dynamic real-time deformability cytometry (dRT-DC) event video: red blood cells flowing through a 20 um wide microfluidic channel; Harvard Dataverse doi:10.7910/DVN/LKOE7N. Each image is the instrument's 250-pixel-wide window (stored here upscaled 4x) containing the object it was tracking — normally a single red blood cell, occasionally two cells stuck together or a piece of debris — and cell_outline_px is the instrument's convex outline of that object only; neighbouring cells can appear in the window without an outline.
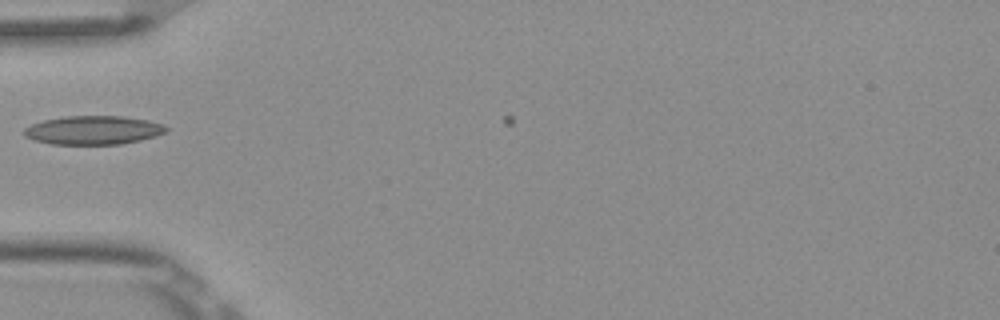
{"species": "Egyptian fruit bat (a non-hibernating species)", "species_latin": "Rousettus aegyptiacus", "temperature_condition": "room temperature", "stored_images_in_passage": 4, "camera_frame_rate_fps": 3000, "um_per_image_px": 0.085, "frame": {"image": 1, "passage_image": 3, "time_ms": 0.667, "image_size_px": [1000, 320], "cell_outline_px": [[168, 132], [156, 136], [140, 140], [120, 144], [52, 144], [32, 140], [24, 136], [24, 128], [32, 124], [44, 120], [64, 116], [124, 116], [148, 120], [164, 124], [168, 128]], "centroid_in_image_um": [7.95, 11.06], "position_along_channel_um": 77.1, "area_um2": 23.93}}